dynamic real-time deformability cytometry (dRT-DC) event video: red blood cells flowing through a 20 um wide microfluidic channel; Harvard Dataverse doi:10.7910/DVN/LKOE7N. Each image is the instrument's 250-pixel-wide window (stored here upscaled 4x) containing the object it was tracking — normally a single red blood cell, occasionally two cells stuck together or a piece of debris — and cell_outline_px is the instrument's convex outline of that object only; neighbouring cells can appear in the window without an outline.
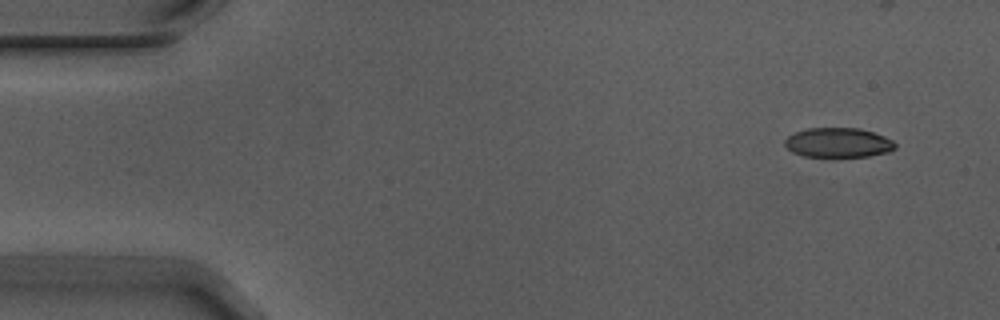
{"species": "Egyptian fruit bat (a non-hibernating species)", "species_latin": "Rousettus aegyptiacus", "temperature_condition": "warm", "stored_images_in_passage": 5, "camera_frame_rate_fps": 3000, "um_per_image_px": 0.085, "animal": {"sex": "male"}, "frame": {"image": 1, "passage_image": 1, "time_ms": 0.0, "image_size_px": [1000, 320], "cell_outline_px": [[896, 148], [888, 152], [868, 156], [804, 156], [792, 152], [784, 144], [784, 140], [788, 136], [796, 132], [808, 128], [860, 128], [884, 136], [892, 140], [896, 144]], "centroid_in_image_um": [71.25, 12.12], "position_along_channel_um": 13.8, "area_um2": 18.9}}
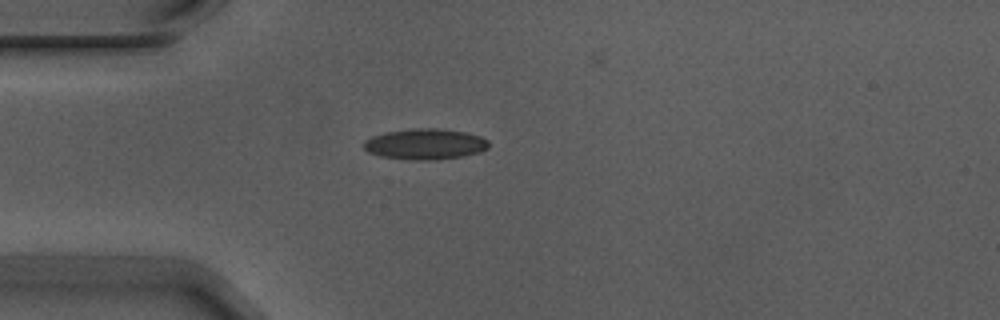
{"frame": {"image": 2, "passage_image": 4, "time_ms": 1.0, "image_size_px": [1000, 320], "cell_outline_px": [[488, 148], [480, 152], [460, 156], [432, 160], [416, 160], [380, 156], [368, 152], [364, 148], [364, 140], [372, 136], [384, 132], [412, 128], [436, 128], [464, 132], [480, 136], [488, 140]], "centroid_in_image_um": [36.11, 12.24], "position_along_channel_um": 48.9, "area_um2": 22.31}}